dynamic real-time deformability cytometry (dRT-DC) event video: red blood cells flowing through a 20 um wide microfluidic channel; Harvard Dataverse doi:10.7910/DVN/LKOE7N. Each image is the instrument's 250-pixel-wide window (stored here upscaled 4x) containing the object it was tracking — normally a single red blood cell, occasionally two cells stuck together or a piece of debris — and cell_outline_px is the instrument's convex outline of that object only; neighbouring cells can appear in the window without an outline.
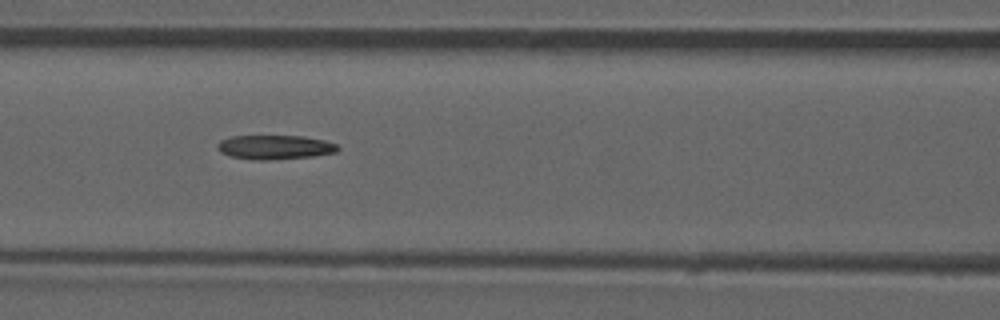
{"species": "common noctule bat (a hibernating species)", "species_latin": "Nyctalus noctula", "temperature_condition": "room temperature", "stored_images_in_passage": 53, "camera_frame_rate_fps": 3000, "um_per_image_px": 0.085, "animal": {"sex": "male", "forearm_length_mm": 52.5}, "frame": {"image": 1, "passage_image": 23, "time_ms": 7.333, "image_size_px": [1000, 320], "cell_outline_px": [[340, 148], [336, 152], [312, 156], [268, 160], [256, 160], [232, 156], [220, 152], [216, 148], [216, 144], [220, 140], [232, 136], [304, 136], [324, 140], [336, 144]], "centroid_in_image_um": [23.34, 12.5], "position_along_channel_um": 143.3, "area_um2": 16.94}}